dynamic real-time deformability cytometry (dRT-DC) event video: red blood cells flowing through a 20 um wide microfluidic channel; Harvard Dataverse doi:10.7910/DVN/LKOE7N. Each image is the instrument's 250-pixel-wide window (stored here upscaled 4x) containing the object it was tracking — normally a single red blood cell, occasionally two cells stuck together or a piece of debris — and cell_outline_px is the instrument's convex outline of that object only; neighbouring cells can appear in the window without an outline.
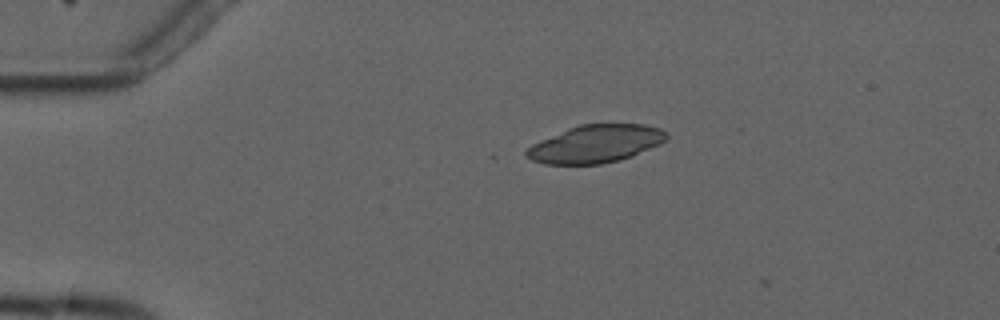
{"species": "common noctule bat (a hibernating species)", "species_latin": "Nyctalus noctula", "temperature_condition": "cold", "stored_images_in_passage": 6, "camera_frame_rate_fps": 3000, "um_per_image_px": 0.085, "animal": {"sex": "male", "forearm_length_mm": 52.5}, "frame": {"image": 1, "passage_image": 4, "time_ms": 3.333, "image_size_px": [1000, 320], "cell_outline_px": [[668, 136], [660, 144], [632, 156], [620, 160], [600, 164], [544, 164], [532, 160], [524, 156], [524, 152], [532, 144], [568, 128], [580, 124], [608, 120], [644, 124], [660, 128]], "centroid_in_image_um": [50.64, 12.18], "position_along_channel_um": 34.4, "area_um2": 31.62}}